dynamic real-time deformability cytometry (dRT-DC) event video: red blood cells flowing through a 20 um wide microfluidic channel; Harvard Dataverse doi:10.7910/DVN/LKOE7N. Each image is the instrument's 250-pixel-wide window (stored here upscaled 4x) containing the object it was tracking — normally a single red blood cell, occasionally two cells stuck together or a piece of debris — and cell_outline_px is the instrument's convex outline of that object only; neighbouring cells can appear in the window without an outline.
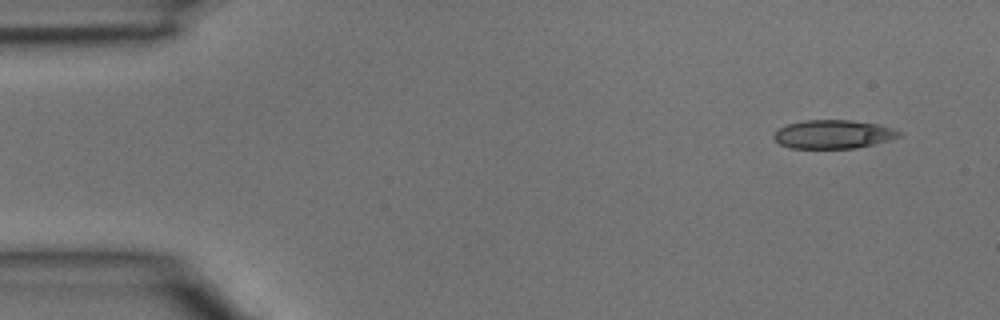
{"species": "common noctule bat (a hibernating species)", "species_latin": "Nyctalus noctula", "temperature_condition": "room temperature", "stored_images_in_passage": 4, "segment_of_instrument_passage": [1, 2], "camera_frame_rate_fps": 3000, "um_per_image_px": 0.085, "animal": {"sex": "male", "body_mass_g": 15.6}, "frame": {"image": 1, "passage_image": 1, "time_ms": 0.0, "image_size_px": [1000, 320], "cell_outline_px": [[904, 132], [900, 136], [892, 140], [856, 148], [792, 148], [780, 144], [772, 136], [780, 128], [788, 124], [804, 120], [852, 120], [880, 124]], "centroid_in_image_um": [70.89, 11.41], "position_along_channel_um": 14.1, "area_um2": 20.98}}